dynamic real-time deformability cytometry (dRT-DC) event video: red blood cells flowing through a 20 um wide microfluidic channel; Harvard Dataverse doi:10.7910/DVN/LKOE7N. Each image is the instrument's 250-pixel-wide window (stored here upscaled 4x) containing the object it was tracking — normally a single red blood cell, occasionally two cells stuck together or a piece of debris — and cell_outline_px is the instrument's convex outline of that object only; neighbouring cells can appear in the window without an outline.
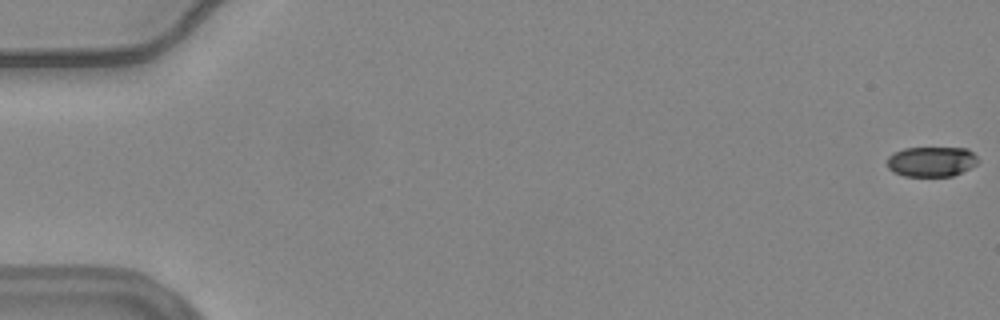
{"species": "common noctule bat (a hibernating species)", "species_latin": "Nyctalus noctula", "temperature_condition": "warm", "stored_images_in_passage": 57, "camera_frame_rate_fps": 3000, "um_per_image_px": 0.085, "animal": {"sex": "female", "body_mass_g": 24.6, "forearm_length_mm": 56.2}, "frame": {"image": 1, "passage_image": 1, "time_ms": 0.0, "image_size_px": [1000, 320], "cell_outline_px": [[980, 160], [976, 164], [952, 176], [904, 176], [892, 172], [888, 168], [888, 156], [892, 152], [904, 148], [968, 148]], "centroid_in_image_um": [79.14, 13.73], "position_along_channel_um": 5.9, "area_um2": 15.95}}
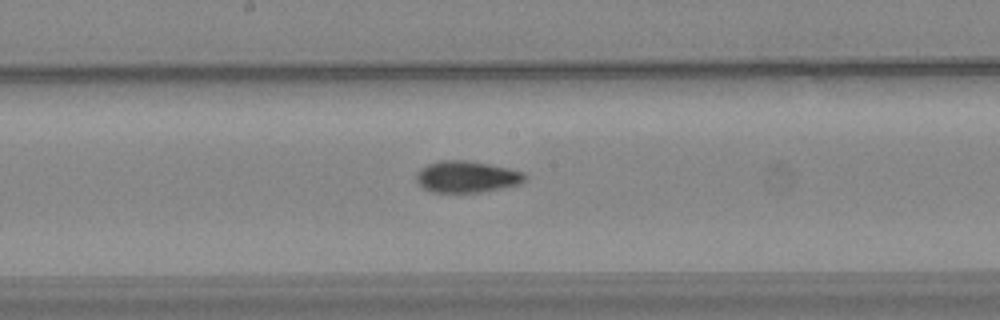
{"frame": {"image": 2, "passage_image": 31, "time_ms": 10.0, "image_size_px": [1000, 320], "cell_outline_px": [[528, 180], [520, 184], [504, 188], [480, 192], [432, 192], [424, 188], [416, 180], [416, 172], [420, 168], [428, 164], [440, 160], [464, 160], [488, 164], [508, 168], [524, 172], [528, 176]], "centroid_in_image_um": [39.71, 15.02], "position_along_channel_um": 208.5, "area_um2": 20.11}}
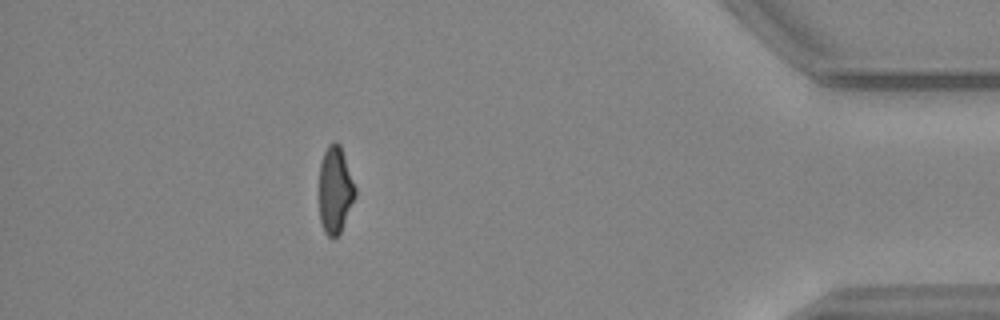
{"frame": {"image": 3, "passage_image": 51, "time_ms": 16.667, "image_size_px": [1000, 320], "cell_outline_px": [[356, 196], [340, 232], [332, 240], [324, 232], [320, 220], [320, 164], [324, 152], [328, 144], [332, 140], [336, 140], [340, 144], [356, 188]], "centroid_in_image_um": [28.49, 16.13], "position_along_channel_um": 406.7, "area_um2": 18.26}, "authors_computed_cell_mechanics": {"area_um2": 18.9006, "velocity_mm_per_s": 3.7247, "shape_relaxation_time_tau1_ms": 8.805, "shape_relaxation_time_tau2_ms": 3.4418, "deformation_change_tau1": 0.2214, "deformation_change_tau2": 0.0836}}